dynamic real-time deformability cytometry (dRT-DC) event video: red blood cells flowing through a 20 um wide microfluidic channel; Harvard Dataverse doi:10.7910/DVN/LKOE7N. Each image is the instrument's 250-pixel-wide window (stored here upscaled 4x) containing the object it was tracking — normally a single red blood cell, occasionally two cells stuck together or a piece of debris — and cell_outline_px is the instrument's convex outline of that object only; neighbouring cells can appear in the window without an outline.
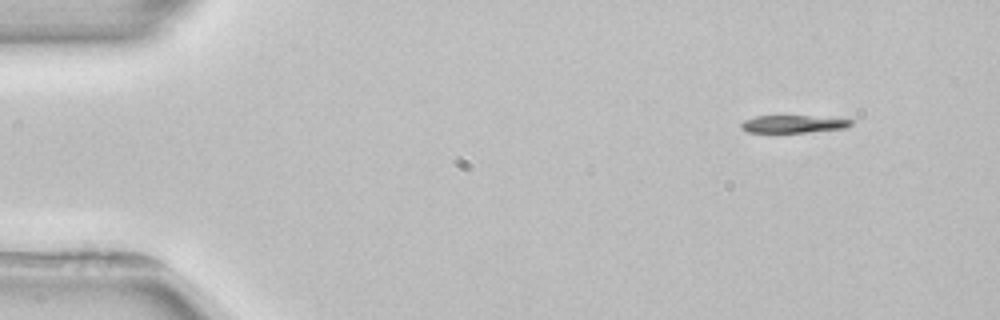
{"species": "common noctule bat (a hibernating species)", "species_latin": "Nyctalus noctula", "temperature_condition": "room temperature", "stored_images_in_passage": 3, "camera_frame_rate_fps": 3000, "um_per_image_px": 0.085, "animal": {"sex": "female", "body_mass_g": 22.7, "forearm_length_mm": 54.2}, "frame": {"image": 1, "passage_image": 1, "time_ms": 0.0, "image_size_px": [1000, 320], "cell_outline_px": [[852, 124], [844, 128], [808, 132], [748, 132], [740, 128], [740, 124], [744, 120], [756, 116], [808, 116], [852, 120]], "centroid_in_image_um": [67.36, 10.54], "position_along_channel_um": 17.6, "area_um2": 10.98}}
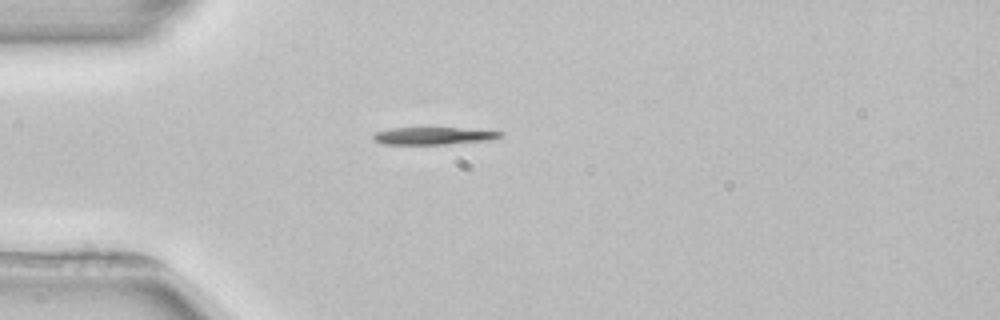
{"frame": {"image": 2, "passage_image": 3, "time_ms": 3.0, "image_size_px": [1000, 320], "cell_outline_px": [[504, 136], [492, 140], [448, 144], [384, 144], [372, 140], [372, 132], [392, 128], [456, 128], [504, 132]], "centroid_in_image_um": [36.81, 11.55], "position_along_channel_um": 48.2, "area_um2": 12.95}}